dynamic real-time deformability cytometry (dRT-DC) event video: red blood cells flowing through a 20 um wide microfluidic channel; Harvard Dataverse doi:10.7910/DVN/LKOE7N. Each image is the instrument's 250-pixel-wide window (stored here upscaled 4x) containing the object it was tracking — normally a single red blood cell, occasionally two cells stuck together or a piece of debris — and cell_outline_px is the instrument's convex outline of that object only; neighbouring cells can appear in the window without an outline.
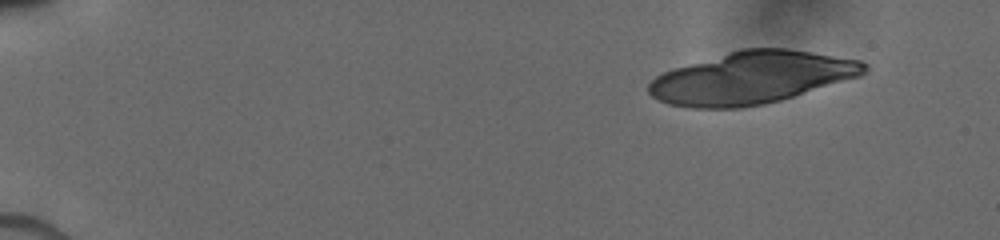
{"species": "human", "species_latin": "Homo sapiens", "temperature_condition": "cold", "stored_images_in_passage": 22, "camera_frame_rate_fps": 3000, "um_per_image_px": 0.085, "donor": {"sex": "male"}, "frame": {"image": 1, "passage_image": 1, "time_ms": 0.0, "image_size_px": [1000, 240], "cell_outline_px": [[868, 68], [860, 76], [780, 100], [764, 104], [740, 108], [692, 108], [668, 104], [652, 96], [648, 92], [648, 84], [656, 76], [664, 72], [676, 68], [740, 48], [788, 48], [860, 60], [868, 64]], "centroid_in_image_um": [63.89, 6.61], "position_along_channel_um": 21.1, "area_um2": 65.2}}
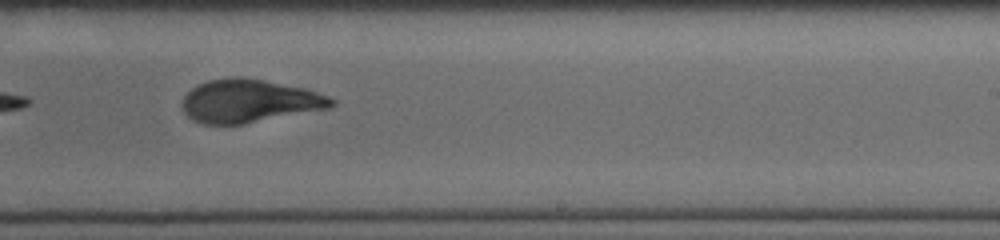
{"frame": {"image": 2, "passage_image": 17, "time_ms": 9.667, "image_size_px": [1000, 240], "cell_outline_px": [[336, 104], [328, 108], [240, 124], [204, 124], [192, 120], [184, 112], [184, 96], [196, 84], [208, 80], [236, 76], [264, 80], [304, 88], [328, 96], [336, 100]], "centroid_in_image_um": [21.17, 8.57], "position_along_channel_um": 267.8, "area_um2": 37.05}}
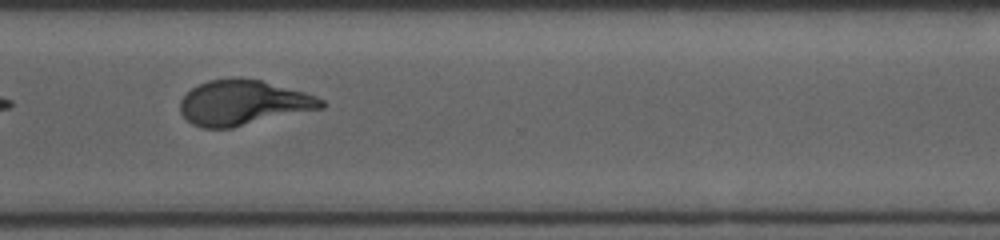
{"frame": {"image": 3, "passage_image": 19, "time_ms": 11.667, "image_size_px": [1000, 240], "cell_outline_px": [[324, 108], [232, 128], [204, 128], [192, 124], [180, 112], [180, 100], [192, 88], [208, 80], [232, 76], [236, 76], [260, 80], [304, 92], [316, 96], [324, 100]], "centroid_in_image_um": [20.67, 8.72], "position_along_channel_um": 349.9, "area_um2": 37.22}}